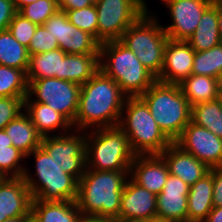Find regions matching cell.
I'll list each match as a JSON object with an SVG mask.
<instances>
[{"instance_id": "obj_25", "label": "cell", "mask_w": 222, "mask_h": 222, "mask_svg": "<svg viewBox=\"0 0 222 222\" xmlns=\"http://www.w3.org/2000/svg\"><path fill=\"white\" fill-rule=\"evenodd\" d=\"M99 71V54H66L61 61V79L85 84Z\"/></svg>"}, {"instance_id": "obj_20", "label": "cell", "mask_w": 222, "mask_h": 222, "mask_svg": "<svg viewBox=\"0 0 222 222\" xmlns=\"http://www.w3.org/2000/svg\"><path fill=\"white\" fill-rule=\"evenodd\" d=\"M160 156L164 159L169 174L180 178L189 186L195 184L210 171L206 164L184 151L175 142L165 148Z\"/></svg>"}, {"instance_id": "obj_46", "label": "cell", "mask_w": 222, "mask_h": 222, "mask_svg": "<svg viewBox=\"0 0 222 222\" xmlns=\"http://www.w3.org/2000/svg\"><path fill=\"white\" fill-rule=\"evenodd\" d=\"M216 85L219 98L222 99V72L216 76Z\"/></svg>"}, {"instance_id": "obj_47", "label": "cell", "mask_w": 222, "mask_h": 222, "mask_svg": "<svg viewBox=\"0 0 222 222\" xmlns=\"http://www.w3.org/2000/svg\"><path fill=\"white\" fill-rule=\"evenodd\" d=\"M218 27L222 37V5H218Z\"/></svg>"}, {"instance_id": "obj_18", "label": "cell", "mask_w": 222, "mask_h": 222, "mask_svg": "<svg viewBox=\"0 0 222 222\" xmlns=\"http://www.w3.org/2000/svg\"><path fill=\"white\" fill-rule=\"evenodd\" d=\"M32 195L22 177H8L0 183V222L31 217Z\"/></svg>"}, {"instance_id": "obj_17", "label": "cell", "mask_w": 222, "mask_h": 222, "mask_svg": "<svg viewBox=\"0 0 222 222\" xmlns=\"http://www.w3.org/2000/svg\"><path fill=\"white\" fill-rule=\"evenodd\" d=\"M157 220V196L128 178L121 195L118 220Z\"/></svg>"}, {"instance_id": "obj_43", "label": "cell", "mask_w": 222, "mask_h": 222, "mask_svg": "<svg viewBox=\"0 0 222 222\" xmlns=\"http://www.w3.org/2000/svg\"><path fill=\"white\" fill-rule=\"evenodd\" d=\"M81 222H118V219L96 216H83Z\"/></svg>"}, {"instance_id": "obj_31", "label": "cell", "mask_w": 222, "mask_h": 222, "mask_svg": "<svg viewBox=\"0 0 222 222\" xmlns=\"http://www.w3.org/2000/svg\"><path fill=\"white\" fill-rule=\"evenodd\" d=\"M28 81L23 70L0 65V97H27Z\"/></svg>"}, {"instance_id": "obj_10", "label": "cell", "mask_w": 222, "mask_h": 222, "mask_svg": "<svg viewBox=\"0 0 222 222\" xmlns=\"http://www.w3.org/2000/svg\"><path fill=\"white\" fill-rule=\"evenodd\" d=\"M81 85L68 80L43 78L28 81V93L24 102H41L62 114L73 124L78 109ZM36 99H32V97Z\"/></svg>"}, {"instance_id": "obj_23", "label": "cell", "mask_w": 222, "mask_h": 222, "mask_svg": "<svg viewBox=\"0 0 222 222\" xmlns=\"http://www.w3.org/2000/svg\"><path fill=\"white\" fill-rule=\"evenodd\" d=\"M23 110H26L32 124L42 137L49 136V132L53 135V130L56 129L62 130L61 134H67L72 130V124L62 114L44 103L24 102Z\"/></svg>"}, {"instance_id": "obj_30", "label": "cell", "mask_w": 222, "mask_h": 222, "mask_svg": "<svg viewBox=\"0 0 222 222\" xmlns=\"http://www.w3.org/2000/svg\"><path fill=\"white\" fill-rule=\"evenodd\" d=\"M191 122L207 128L222 139V99L217 98L191 107Z\"/></svg>"}, {"instance_id": "obj_3", "label": "cell", "mask_w": 222, "mask_h": 222, "mask_svg": "<svg viewBox=\"0 0 222 222\" xmlns=\"http://www.w3.org/2000/svg\"><path fill=\"white\" fill-rule=\"evenodd\" d=\"M99 69L112 78L127 97H140L157 80L119 40L100 44Z\"/></svg>"}, {"instance_id": "obj_32", "label": "cell", "mask_w": 222, "mask_h": 222, "mask_svg": "<svg viewBox=\"0 0 222 222\" xmlns=\"http://www.w3.org/2000/svg\"><path fill=\"white\" fill-rule=\"evenodd\" d=\"M222 72V42L209 50L196 52L191 74L216 78Z\"/></svg>"}, {"instance_id": "obj_39", "label": "cell", "mask_w": 222, "mask_h": 222, "mask_svg": "<svg viewBox=\"0 0 222 222\" xmlns=\"http://www.w3.org/2000/svg\"><path fill=\"white\" fill-rule=\"evenodd\" d=\"M17 12L12 0H0V31L8 29Z\"/></svg>"}, {"instance_id": "obj_8", "label": "cell", "mask_w": 222, "mask_h": 222, "mask_svg": "<svg viewBox=\"0 0 222 222\" xmlns=\"http://www.w3.org/2000/svg\"><path fill=\"white\" fill-rule=\"evenodd\" d=\"M168 36L156 17L146 11L122 34L120 42L132 50L145 68L156 78L164 63V50Z\"/></svg>"}, {"instance_id": "obj_22", "label": "cell", "mask_w": 222, "mask_h": 222, "mask_svg": "<svg viewBox=\"0 0 222 222\" xmlns=\"http://www.w3.org/2000/svg\"><path fill=\"white\" fill-rule=\"evenodd\" d=\"M212 168L209 173L190 186L187 196V222H203L213 206Z\"/></svg>"}, {"instance_id": "obj_49", "label": "cell", "mask_w": 222, "mask_h": 222, "mask_svg": "<svg viewBox=\"0 0 222 222\" xmlns=\"http://www.w3.org/2000/svg\"><path fill=\"white\" fill-rule=\"evenodd\" d=\"M118 222H158V221L157 220L126 219V220H118Z\"/></svg>"}, {"instance_id": "obj_14", "label": "cell", "mask_w": 222, "mask_h": 222, "mask_svg": "<svg viewBox=\"0 0 222 222\" xmlns=\"http://www.w3.org/2000/svg\"><path fill=\"white\" fill-rule=\"evenodd\" d=\"M172 24L163 26L169 39L186 41L196 30L204 11L213 0H163Z\"/></svg>"}, {"instance_id": "obj_5", "label": "cell", "mask_w": 222, "mask_h": 222, "mask_svg": "<svg viewBox=\"0 0 222 222\" xmlns=\"http://www.w3.org/2000/svg\"><path fill=\"white\" fill-rule=\"evenodd\" d=\"M118 127L127 135L135 155H160L172 143L140 97L126 98Z\"/></svg>"}, {"instance_id": "obj_27", "label": "cell", "mask_w": 222, "mask_h": 222, "mask_svg": "<svg viewBox=\"0 0 222 222\" xmlns=\"http://www.w3.org/2000/svg\"><path fill=\"white\" fill-rule=\"evenodd\" d=\"M66 53L60 48L30 55L29 66L26 72L27 81H33L43 78L61 79V61Z\"/></svg>"}, {"instance_id": "obj_4", "label": "cell", "mask_w": 222, "mask_h": 222, "mask_svg": "<svg viewBox=\"0 0 222 222\" xmlns=\"http://www.w3.org/2000/svg\"><path fill=\"white\" fill-rule=\"evenodd\" d=\"M140 98L148 106L160 130L171 142H175L191 121V106L179 84L156 80Z\"/></svg>"}, {"instance_id": "obj_36", "label": "cell", "mask_w": 222, "mask_h": 222, "mask_svg": "<svg viewBox=\"0 0 222 222\" xmlns=\"http://www.w3.org/2000/svg\"><path fill=\"white\" fill-rule=\"evenodd\" d=\"M37 26L17 12L10 22L8 30L20 44L28 48Z\"/></svg>"}, {"instance_id": "obj_33", "label": "cell", "mask_w": 222, "mask_h": 222, "mask_svg": "<svg viewBox=\"0 0 222 222\" xmlns=\"http://www.w3.org/2000/svg\"><path fill=\"white\" fill-rule=\"evenodd\" d=\"M57 0H37L18 10L26 19L36 25H43L58 11Z\"/></svg>"}, {"instance_id": "obj_40", "label": "cell", "mask_w": 222, "mask_h": 222, "mask_svg": "<svg viewBox=\"0 0 222 222\" xmlns=\"http://www.w3.org/2000/svg\"><path fill=\"white\" fill-rule=\"evenodd\" d=\"M213 206L222 207V167L212 168Z\"/></svg>"}, {"instance_id": "obj_19", "label": "cell", "mask_w": 222, "mask_h": 222, "mask_svg": "<svg viewBox=\"0 0 222 222\" xmlns=\"http://www.w3.org/2000/svg\"><path fill=\"white\" fill-rule=\"evenodd\" d=\"M169 176L167 165L160 155H135L129 177L154 195L164 188Z\"/></svg>"}, {"instance_id": "obj_9", "label": "cell", "mask_w": 222, "mask_h": 222, "mask_svg": "<svg viewBox=\"0 0 222 222\" xmlns=\"http://www.w3.org/2000/svg\"><path fill=\"white\" fill-rule=\"evenodd\" d=\"M145 0H100L97 9V41L120 40L122 34L146 11Z\"/></svg>"}, {"instance_id": "obj_42", "label": "cell", "mask_w": 222, "mask_h": 222, "mask_svg": "<svg viewBox=\"0 0 222 222\" xmlns=\"http://www.w3.org/2000/svg\"><path fill=\"white\" fill-rule=\"evenodd\" d=\"M203 222H222V207L214 206Z\"/></svg>"}, {"instance_id": "obj_38", "label": "cell", "mask_w": 222, "mask_h": 222, "mask_svg": "<svg viewBox=\"0 0 222 222\" xmlns=\"http://www.w3.org/2000/svg\"><path fill=\"white\" fill-rule=\"evenodd\" d=\"M26 97H0V130L19 114L24 108V99Z\"/></svg>"}, {"instance_id": "obj_16", "label": "cell", "mask_w": 222, "mask_h": 222, "mask_svg": "<svg viewBox=\"0 0 222 222\" xmlns=\"http://www.w3.org/2000/svg\"><path fill=\"white\" fill-rule=\"evenodd\" d=\"M195 50L187 41L168 39L164 50V63L157 78L166 84H179L191 75Z\"/></svg>"}, {"instance_id": "obj_6", "label": "cell", "mask_w": 222, "mask_h": 222, "mask_svg": "<svg viewBox=\"0 0 222 222\" xmlns=\"http://www.w3.org/2000/svg\"><path fill=\"white\" fill-rule=\"evenodd\" d=\"M35 157L36 179L24 170L22 178L32 198L42 201H76L78 181L64 172L61 166L40 146L26 155ZM34 179V180H33Z\"/></svg>"}, {"instance_id": "obj_1", "label": "cell", "mask_w": 222, "mask_h": 222, "mask_svg": "<svg viewBox=\"0 0 222 222\" xmlns=\"http://www.w3.org/2000/svg\"><path fill=\"white\" fill-rule=\"evenodd\" d=\"M126 98L120 86L99 69L81 85L73 129L84 131L94 126L92 129L118 126Z\"/></svg>"}, {"instance_id": "obj_35", "label": "cell", "mask_w": 222, "mask_h": 222, "mask_svg": "<svg viewBox=\"0 0 222 222\" xmlns=\"http://www.w3.org/2000/svg\"><path fill=\"white\" fill-rule=\"evenodd\" d=\"M26 155L14 146L0 149V172L6 177H22L25 166H21L20 161Z\"/></svg>"}, {"instance_id": "obj_37", "label": "cell", "mask_w": 222, "mask_h": 222, "mask_svg": "<svg viewBox=\"0 0 222 222\" xmlns=\"http://www.w3.org/2000/svg\"><path fill=\"white\" fill-rule=\"evenodd\" d=\"M59 48L56 38H54L50 31H47L43 25L36 28L35 34L30 40L28 46L29 55L37 53H45Z\"/></svg>"}, {"instance_id": "obj_24", "label": "cell", "mask_w": 222, "mask_h": 222, "mask_svg": "<svg viewBox=\"0 0 222 222\" xmlns=\"http://www.w3.org/2000/svg\"><path fill=\"white\" fill-rule=\"evenodd\" d=\"M186 41L196 52L209 50L222 42L218 27V5L212 3L204 11L199 25Z\"/></svg>"}, {"instance_id": "obj_41", "label": "cell", "mask_w": 222, "mask_h": 222, "mask_svg": "<svg viewBox=\"0 0 222 222\" xmlns=\"http://www.w3.org/2000/svg\"><path fill=\"white\" fill-rule=\"evenodd\" d=\"M90 0H57V6L60 11H70L89 7Z\"/></svg>"}, {"instance_id": "obj_48", "label": "cell", "mask_w": 222, "mask_h": 222, "mask_svg": "<svg viewBox=\"0 0 222 222\" xmlns=\"http://www.w3.org/2000/svg\"><path fill=\"white\" fill-rule=\"evenodd\" d=\"M31 217H15L6 219L3 222H27Z\"/></svg>"}, {"instance_id": "obj_12", "label": "cell", "mask_w": 222, "mask_h": 222, "mask_svg": "<svg viewBox=\"0 0 222 222\" xmlns=\"http://www.w3.org/2000/svg\"><path fill=\"white\" fill-rule=\"evenodd\" d=\"M43 26L66 54H99L100 43L91 34L74 26L64 11L58 10Z\"/></svg>"}, {"instance_id": "obj_13", "label": "cell", "mask_w": 222, "mask_h": 222, "mask_svg": "<svg viewBox=\"0 0 222 222\" xmlns=\"http://www.w3.org/2000/svg\"><path fill=\"white\" fill-rule=\"evenodd\" d=\"M175 143L210 169L222 167V139L207 128L190 121Z\"/></svg>"}, {"instance_id": "obj_7", "label": "cell", "mask_w": 222, "mask_h": 222, "mask_svg": "<svg viewBox=\"0 0 222 222\" xmlns=\"http://www.w3.org/2000/svg\"><path fill=\"white\" fill-rule=\"evenodd\" d=\"M90 132L86 133L87 169L130 171L135 154L127 135L118 126L91 129Z\"/></svg>"}, {"instance_id": "obj_34", "label": "cell", "mask_w": 222, "mask_h": 222, "mask_svg": "<svg viewBox=\"0 0 222 222\" xmlns=\"http://www.w3.org/2000/svg\"><path fill=\"white\" fill-rule=\"evenodd\" d=\"M68 20L77 28L91 34L97 40V9L95 5L86 8L64 11Z\"/></svg>"}, {"instance_id": "obj_2", "label": "cell", "mask_w": 222, "mask_h": 222, "mask_svg": "<svg viewBox=\"0 0 222 222\" xmlns=\"http://www.w3.org/2000/svg\"><path fill=\"white\" fill-rule=\"evenodd\" d=\"M129 171H100L86 168L78 181L76 204L83 216L119 217L121 195Z\"/></svg>"}, {"instance_id": "obj_44", "label": "cell", "mask_w": 222, "mask_h": 222, "mask_svg": "<svg viewBox=\"0 0 222 222\" xmlns=\"http://www.w3.org/2000/svg\"><path fill=\"white\" fill-rule=\"evenodd\" d=\"M8 146H13L11 139L5 130H0V149L7 148Z\"/></svg>"}, {"instance_id": "obj_26", "label": "cell", "mask_w": 222, "mask_h": 222, "mask_svg": "<svg viewBox=\"0 0 222 222\" xmlns=\"http://www.w3.org/2000/svg\"><path fill=\"white\" fill-rule=\"evenodd\" d=\"M15 148L25 155L40 147L42 136L32 124L29 115L24 111L4 128Z\"/></svg>"}, {"instance_id": "obj_15", "label": "cell", "mask_w": 222, "mask_h": 222, "mask_svg": "<svg viewBox=\"0 0 222 222\" xmlns=\"http://www.w3.org/2000/svg\"><path fill=\"white\" fill-rule=\"evenodd\" d=\"M190 186L169 174L163 190L157 195L158 222H187V196Z\"/></svg>"}, {"instance_id": "obj_45", "label": "cell", "mask_w": 222, "mask_h": 222, "mask_svg": "<svg viewBox=\"0 0 222 222\" xmlns=\"http://www.w3.org/2000/svg\"><path fill=\"white\" fill-rule=\"evenodd\" d=\"M13 4L15 6V9L18 11L20 8H22L23 6H26L32 2H35L37 0H12Z\"/></svg>"}, {"instance_id": "obj_21", "label": "cell", "mask_w": 222, "mask_h": 222, "mask_svg": "<svg viewBox=\"0 0 222 222\" xmlns=\"http://www.w3.org/2000/svg\"><path fill=\"white\" fill-rule=\"evenodd\" d=\"M82 218L76 201L32 200L31 219L34 222H81Z\"/></svg>"}, {"instance_id": "obj_52", "label": "cell", "mask_w": 222, "mask_h": 222, "mask_svg": "<svg viewBox=\"0 0 222 222\" xmlns=\"http://www.w3.org/2000/svg\"><path fill=\"white\" fill-rule=\"evenodd\" d=\"M6 177L0 172V183L5 179Z\"/></svg>"}, {"instance_id": "obj_51", "label": "cell", "mask_w": 222, "mask_h": 222, "mask_svg": "<svg viewBox=\"0 0 222 222\" xmlns=\"http://www.w3.org/2000/svg\"><path fill=\"white\" fill-rule=\"evenodd\" d=\"M100 0H90L92 5H96Z\"/></svg>"}, {"instance_id": "obj_29", "label": "cell", "mask_w": 222, "mask_h": 222, "mask_svg": "<svg viewBox=\"0 0 222 222\" xmlns=\"http://www.w3.org/2000/svg\"><path fill=\"white\" fill-rule=\"evenodd\" d=\"M29 58L28 48L20 44L8 29L0 31V65L18 68L26 73Z\"/></svg>"}, {"instance_id": "obj_28", "label": "cell", "mask_w": 222, "mask_h": 222, "mask_svg": "<svg viewBox=\"0 0 222 222\" xmlns=\"http://www.w3.org/2000/svg\"><path fill=\"white\" fill-rule=\"evenodd\" d=\"M179 86L191 107L219 98L216 78L211 76L191 74Z\"/></svg>"}, {"instance_id": "obj_50", "label": "cell", "mask_w": 222, "mask_h": 222, "mask_svg": "<svg viewBox=\"0 0 222 222\" xmlns=\"http://www.w3.org/2000/svg\"><path fill=\"white\" fill-rule=\"evenodd\" d=\"M215 5H222V0H213Z\"/></svg>"}, {"instance_id": "obj_53", "label": "cell", "mask_w": 222, "mask_h": 222, "mask_svg": "<svg viewBox=\"0 0 222 222\" xmlns=\"http://www.w3.org/2000/svg\"><path fill=\"white\" fill-rule=\"evenodd\" d=\"M27 222H34L31 218Z\"/></svg>"}, {"instance_id": "obj_11", "label": "cell", "mask_w": 222, "mask_h": 222, "mask_svg": "<svg viewBox=\"0 0 222 222\" xmlns=\"http://www.w3.org/2000/svg\"><path fill=\"white\" fill-rule=\"evenodd\" d=\"M78 132L76 130L73 134L71 132L67 135L58 133V135L42 137L40 145L64 172L72 175L77 181L84 175L87 168L86 132L85 134H83L84 131Z\"/></svg>"}]
</instances>
